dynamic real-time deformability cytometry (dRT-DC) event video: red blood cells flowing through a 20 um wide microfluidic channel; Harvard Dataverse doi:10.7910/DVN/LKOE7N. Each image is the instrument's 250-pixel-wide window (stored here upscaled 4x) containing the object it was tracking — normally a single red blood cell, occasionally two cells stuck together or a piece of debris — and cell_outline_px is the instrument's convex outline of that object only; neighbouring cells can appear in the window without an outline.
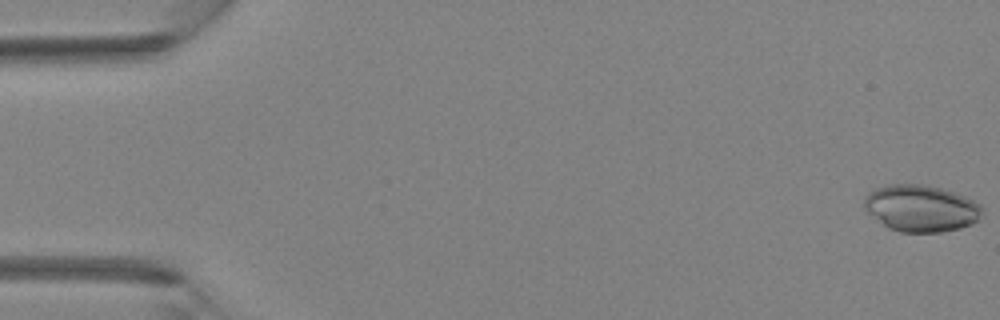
{"species": "Egyptian fruit bat (a non-hibernating species)", "species_latin": "Rousettus aegyptiacus", "temperature_condition": "room temperature", "stored_images_in_passage": 42, "segment_of_instrument_passage": [1, 2], "camera_frame_rate_fps": 3000, "um_per_image_px": 0.085, "animal": {"sex": "female"}, "frame": {"image": 1, "passage_image": 1, "time_ms": 0.0, "image_size_px": [1000, 320], "cell_outline_px": [[984, 212], [976, 220], [960, 228], [944, 232], [900, 232], [888, 228], [868, 212], [864, 208], [864, 196], [868, 192], [876, 188], [888, 184], [924, 184], [940, 188], [964, 196], [980, 204], [984, 208]], "centroid_in_image_um": [78.27, 17.7], "position_along_channel_um": 6.7, "area_um2": 32.08}}
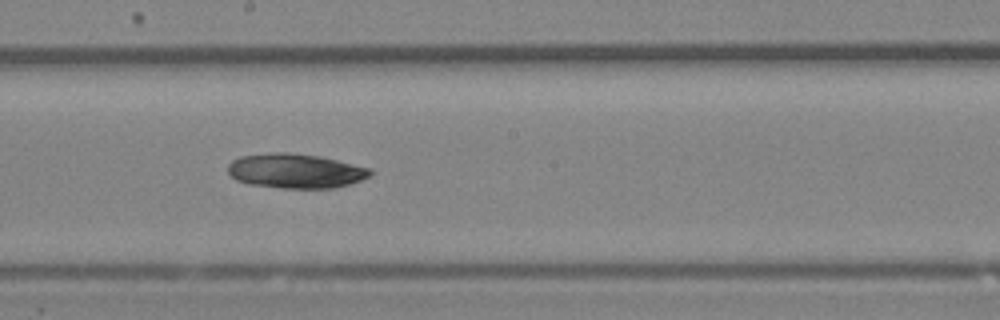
{"frame": {"image": 2, "passage_image": 23, "time_ms": 7.333, "image_size_px": [1000, 320], "cell_outline_px": [[372, 176], [336, 188], [284, 188], [248, 184], [236, 180], [228, 172], [228, 164], [232, 160], [240, 156], [272, 152], [288, 152], [320, 156], [372, 168]], "centroid_in_image_um": [25.13, 14.52], "position_along_channel_um": 223.1, "area_um2": 28.84}}
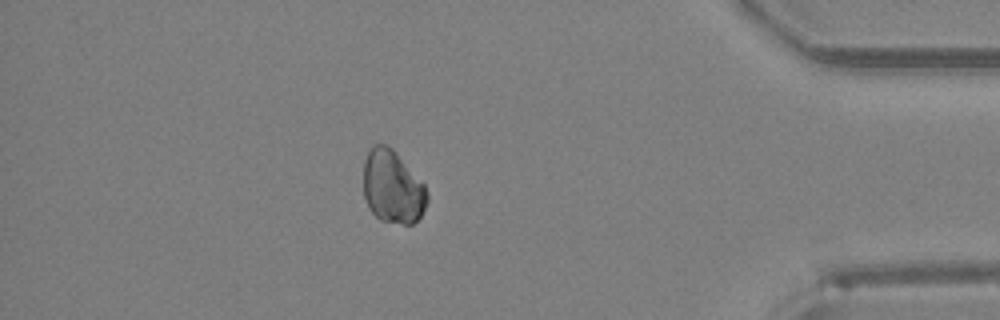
{"frame": {"image": 3, "passage_image": 36, "time_ms": 11.667, "image_size_px": [1000, 320], "cell_outline_px": [[428, 200], [420, 216], [412, 224], [404, 224], [380, 220], [368, 208], [364, 196], [364, 160], [368, 148], [372, 144], [388, 144], [392, 148], [424, 184], [428, 196]], "centroid_in_image_um": [33.34, 15.87], "position_along_channel_um": 401.9, "area_um2": 27.17}}